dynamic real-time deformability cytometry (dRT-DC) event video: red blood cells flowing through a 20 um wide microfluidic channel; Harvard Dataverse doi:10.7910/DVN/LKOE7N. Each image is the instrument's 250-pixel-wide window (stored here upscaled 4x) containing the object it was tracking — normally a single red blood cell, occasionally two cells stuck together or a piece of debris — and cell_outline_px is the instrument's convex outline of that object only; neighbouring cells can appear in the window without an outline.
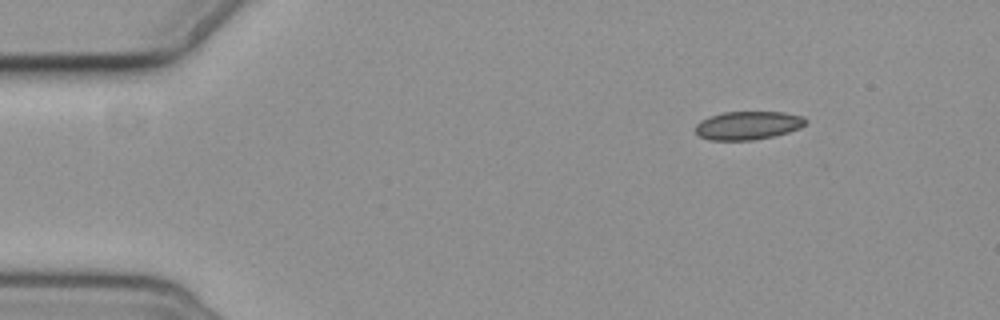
{"species": "common noctule bat (a hibernating species)", "species_latin": "Nyctalus noctula", "temperature_condition": "cold", "stored_images_in_passage": 6, "camera_frame_rate_fps": 3000, "um_per_image_px": 0.085, "animal": {"sex": "female", "body_mass_g": 19.3, "forearm_length_mm": 54.1}, "frame": {"image": 1, "passage_image": 1, "time_ms": 0.0, "image_size_px": [1000, 320], "cell_outline_px": [[808, 124], [800, 128], [788, 132], [772, 136], [752, 140], [708, 140], [700, 136], [696, 132], [696, 124], [700, 120], [724, 112], [784, 112], [804, 116], [808, 120]], "centroid_in_image_um": [63.62, 10.65], "position_along_channel_um": 21.4, "area_um2": 18.26}}
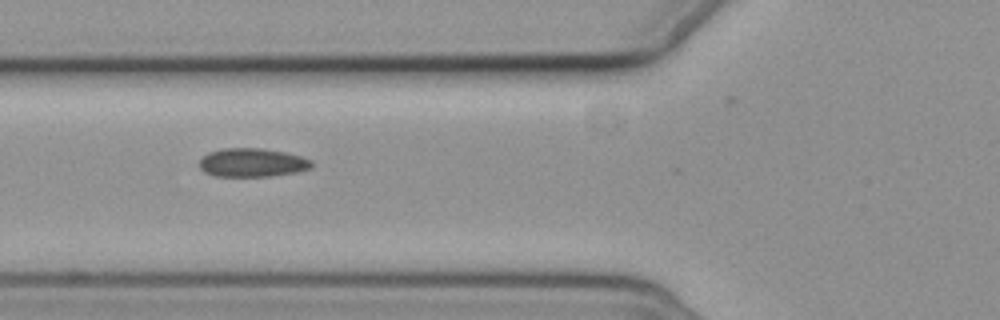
{"frame": {"image": 2, "passage_image": 5, "time_ms": 4.667, "image_size_px": [1000, 320], "cell_outline_px": [[312, 164], [308, 168], [296, 172], [272, 176], [216, 176], [204, 172], [200, 168], [200, 160], [208, 152], [224, 148], [260, 148], [284, 152], [300, 156], [312, 160]], "centroid_in_image_um": [21.42, 13.82], "position_along_channel_um": 104.4, "area_um2": 18.55}}
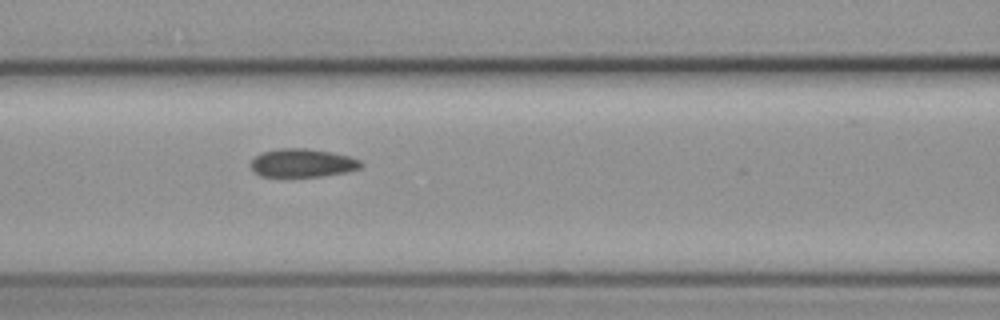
{"frame": {"image": 3, "passage_image": 6, "time_ms": 5.667, "image_size_px": [1000, 320], "cell_outline_px": [[364, 164], [360, 168], [344, 172], [320, 176], [260, 176], [248, 164], [260, 152], [280, 148], [308, 148], [332, 152], [348, 156], [360, 160]], "centroid_in_image_um": [25.69, 13.83], "position_along_channel_um": 140.9, "area_um2": 18.15}}